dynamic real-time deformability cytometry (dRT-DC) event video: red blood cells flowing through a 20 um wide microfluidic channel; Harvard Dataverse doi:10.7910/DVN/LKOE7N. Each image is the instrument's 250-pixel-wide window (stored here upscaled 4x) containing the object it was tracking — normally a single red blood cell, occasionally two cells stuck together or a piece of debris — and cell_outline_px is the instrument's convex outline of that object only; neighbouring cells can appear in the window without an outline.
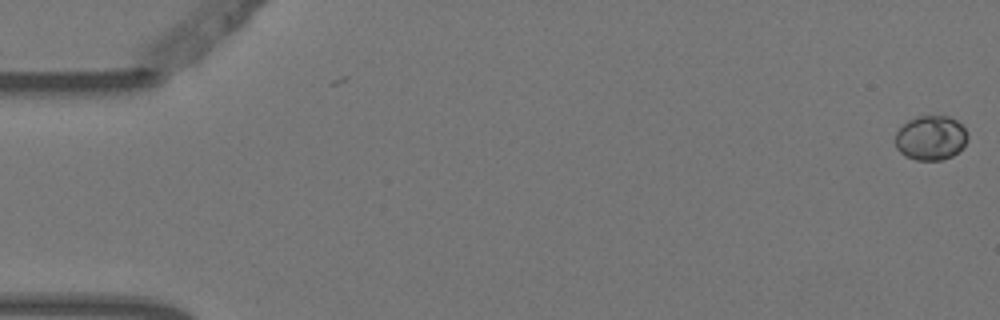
{"species": "Egyptian fruit bat (a non-hibernating species)", "species_latin": "Rousettus aegyptiacus", "temperature_condition": "warm", "stored_images_in_passage": 5, "camera_frame_rate_fps": 3000, "um_per_image_px": 0.085, "animal": {"sex": "female"}, "frame": {"image": 1, "passage_image": 1, "time_ms": 0.0, "image_size_px": [1000, 320], "cell_outline_px": [[968, 136], [964, 144], [952, 156], [940, 160], [916, 160], [904, 156], [896, 148], [896, 132], [908, 120], [916, 116], [948, 116], [956, 120], [968, 132]], "centroid_in_image_um": [79.1, 11.72], "position_along_channel_um": 5.9, "area_um2": 18.67}}
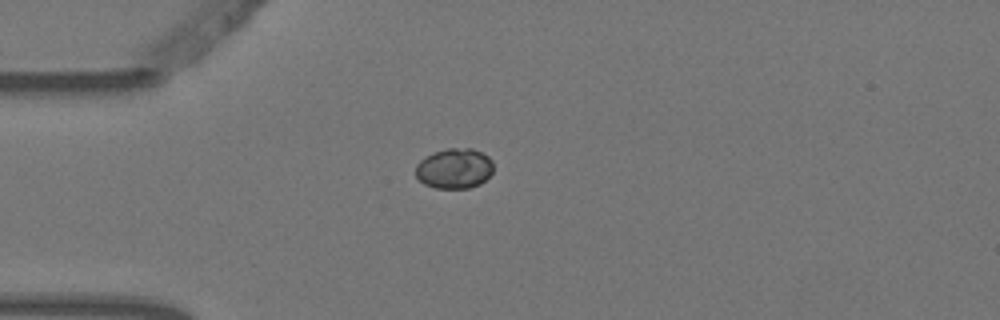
{"frame": {"image": 2, "passage_image": 5, "time_ms": 1.333, "image_size_px": [1000, 320], "cell_outline_px": [[492, 172], [480, 184], [468, 188], [436, 188], [424, 184], [416, 176], [416, 164], [424, 156], [448, 148], [472, 148], [488, 156], [492, 160]], "centroid_in_image_um": [38.61, 14.32], "position_along_channel_um": 46.4, "area_um2": 18.15}}